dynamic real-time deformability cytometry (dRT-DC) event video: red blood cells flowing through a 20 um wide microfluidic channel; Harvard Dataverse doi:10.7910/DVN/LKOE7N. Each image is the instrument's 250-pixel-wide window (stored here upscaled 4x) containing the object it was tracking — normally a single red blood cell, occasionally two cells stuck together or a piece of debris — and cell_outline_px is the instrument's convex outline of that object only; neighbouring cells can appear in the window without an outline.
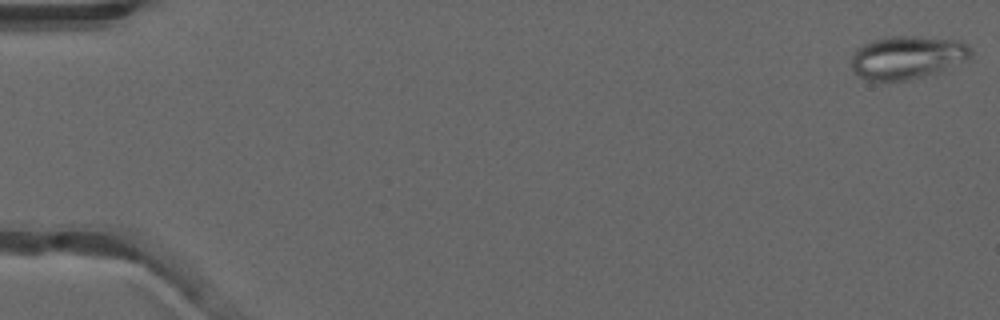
{"species": "common noctule bat (a hibernating species)", "species_latin": "Nyctalus noctula", "temperature_condition": "warm", "stored_images_in_passage": 15, "camera_frame_rate_fps": 3000, "um_per_image_px": 0.085, "animal": {"sex": "male", "forearm_length_mm": 52.5}, "frame": {"image": 1, "passage_image": 1, "time_ms": 0.0, "image_size_px": [1000, 320], "cell_outline_px": [[972, 56], [940, 72], [908, 80], [868, 80], [860, 76], [852, 68], [852, 56], [856, 48], [872, 40], [892, 36], [916, 36], [956, 40], [968, 44], [972, 52]], "centroid_in_image_um": [77.12, 4.87], "position_along_channel_um": 7.9, "area_um2": 29.82}}